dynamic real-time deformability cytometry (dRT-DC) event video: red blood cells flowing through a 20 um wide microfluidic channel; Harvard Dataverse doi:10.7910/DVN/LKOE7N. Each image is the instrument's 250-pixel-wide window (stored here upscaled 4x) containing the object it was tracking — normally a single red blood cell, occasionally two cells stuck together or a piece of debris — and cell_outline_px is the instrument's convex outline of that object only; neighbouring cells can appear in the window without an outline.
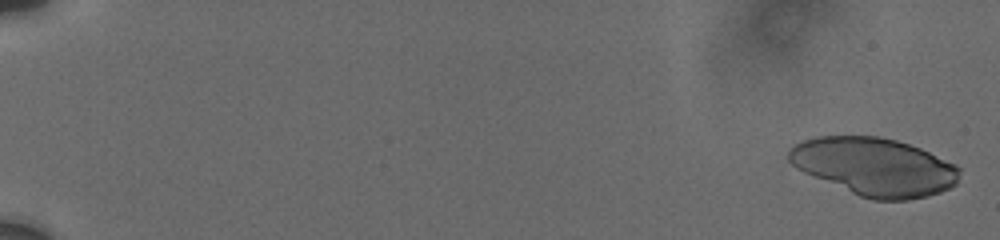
{"species": "human", "species_latin": "Homo sapiens", "temperature_condition": "cold", "stored_images_in_passage": 9, "camera_frame_rate_fps": 3000, "um_per_image_px": 0.085, "donor": {"sex": "male"}, "frame": {"image": 1, "passage_image": 1, "time_ms": 0.0, "image_size_px": [1000, 240], "cell_outline_px": [[960, 172], [956, 184], [940, 192], [928, 196], [908, 200], [872, 200], [860, 196], [804, 172], [796, 168], [788, 160], [788, 148], [804, 140], [820, 136], [876, 136], [896, 140], [920, 148], [956, 164], [960, 168]], "centroid_in_image_um": [74.34, 14.17], "position_along_channel_um": 10.7, "area_um2": 57.34}}
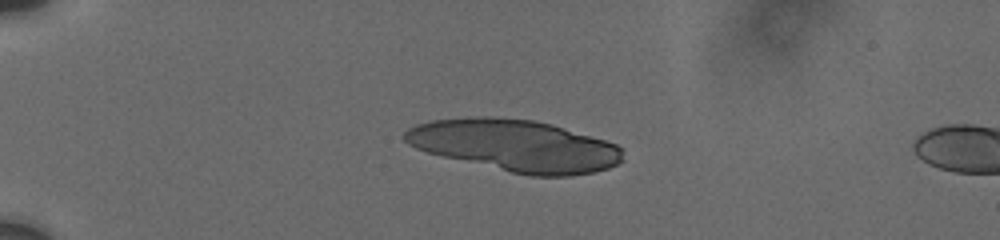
{"frame": {"image": 2, "passage_image": 7, "time_ms": 4.667, "image_size_px": [1000, 240], "cell_outline_px": [[624, 160], [608, 168], [592, 172], [568, 176], [532, 176], [512, 172], [444, 156], [428, 152], [416, 148], [408, 144], [404, 140], [404, 132], [408, 128], [416, 124], [432, 120], [468, 116], [492, 116], [536, 120], [552, 124], [604, 140], [616, 144], [624, 148]], "centroid_in_image_um": [43.8, 12.35], "position_along_channel_um": 41.2, "area_um2": 65.72}}